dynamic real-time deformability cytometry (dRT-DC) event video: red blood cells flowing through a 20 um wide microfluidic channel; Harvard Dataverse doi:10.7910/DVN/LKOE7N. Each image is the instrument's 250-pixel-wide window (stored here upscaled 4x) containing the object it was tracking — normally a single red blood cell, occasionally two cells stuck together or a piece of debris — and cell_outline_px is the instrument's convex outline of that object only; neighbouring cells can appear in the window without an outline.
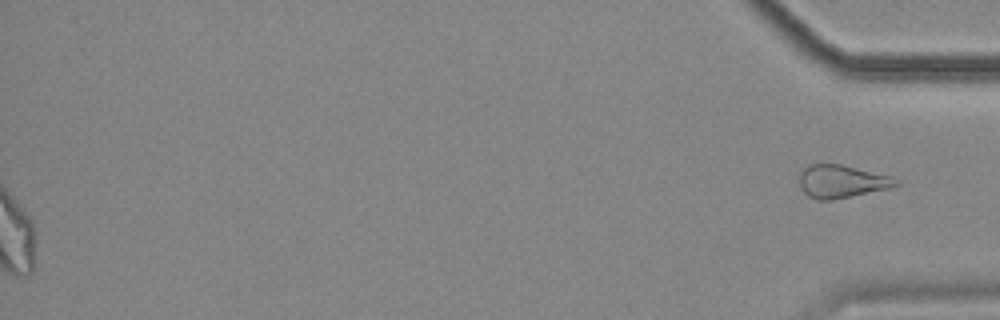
{"species": "common noctule bat (a hibernating species)", "species_latin": "Nyctalus noctula", "temperature_condition": "cold", "stored_images_in_passage": 57, "segment_of_instrument_passage": [2, 2], "camera_frame_rate_fps": 3000, "um_per_image_px": 0.085, "animal": {"sex": "female", "body_mass_g": 18.4}, "frame": {"image": 1, "passage_image": 57, "time_ms": 18.667, "image_size_px": [1000, 320], "cell_outline_px": [[900, 184], [892, 188], [832, 200], [816, 200], [808, 196], [800, 188], [800, 172], [808, 164], [840, 164], [888, 176], [900, 180]], "centroid_in_image_um": [71.53, 15.44], "position_along_channel_um": 363.7, "area_um2": 18.5}}